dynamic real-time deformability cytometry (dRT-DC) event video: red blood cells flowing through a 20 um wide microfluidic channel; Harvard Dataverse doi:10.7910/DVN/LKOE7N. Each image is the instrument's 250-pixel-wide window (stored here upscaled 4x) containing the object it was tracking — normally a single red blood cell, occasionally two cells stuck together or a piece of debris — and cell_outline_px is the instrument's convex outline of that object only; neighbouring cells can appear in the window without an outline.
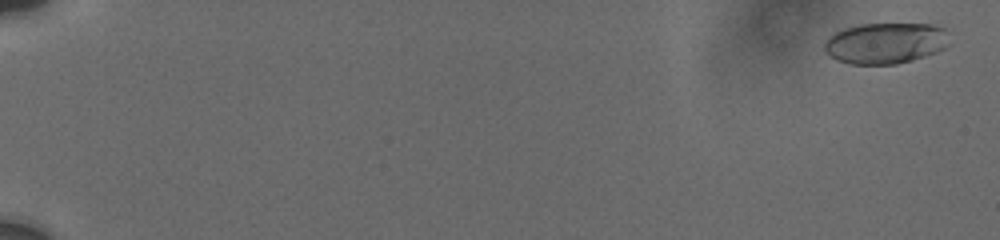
{"species": "human", "species_latin": "Homo sapiens", "temperature_condition": "cold", "stored_images_in_passage": 24, "camera_frame_rate_fps": 3000, "um_per_image_px": 0.085, "donor": {"sex": "male"}, "frame": {"image": 1, "passage_image": 2, "time_ms": 0.333, "image_size_px": [1000, 240], "cell_outline_px": [[948, 44], [944, 48], [936, 52], [912, 60], [896, 64], [848, 64], [832, 56], [824, 48], [824, 40], [828, 36], [844, 28], [860, 24], [932, 24], [944, 28]], "centroid_in_image_um": [75.25, 3.66], "position_along_channel_um": 9.8, "area_um2": 29.65}}
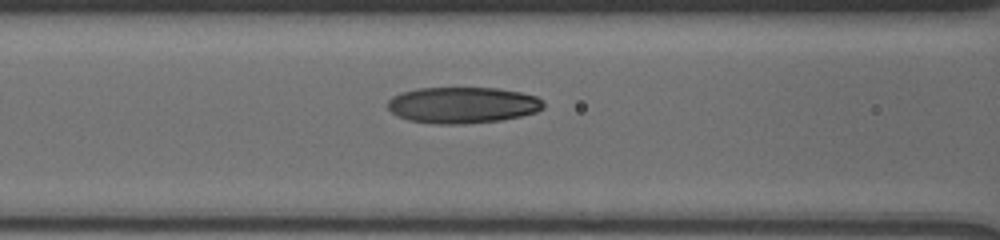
{"frame": {"image": 2, "passage_image": 21, "time_ms": 9.0, "image_size_px": [1000, 240], "cell_outline_px": [[544, 108], [536, 112], [520, 116], [500, 120], [460, 124], [436, 124], [408, 120], [396, 116], [388, 108], [388, 100], [392, 96], [400, 92], [420, 88], [496, 88], [520, 92], [536, 96], [544, 104]], "centroid_in_image_um": [39.28, 8.93], "position_along_channel_um": 127.3, "area_um2": 32.89}}
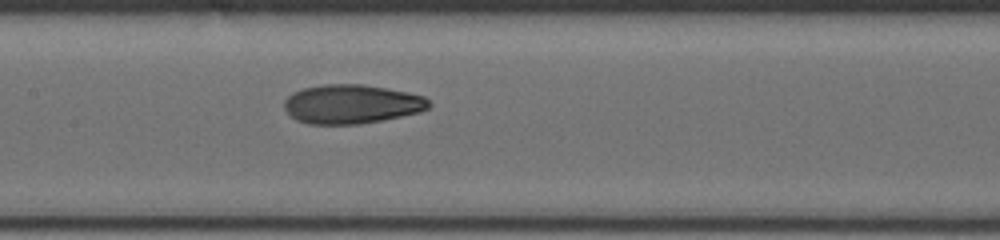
{"frame": {"image": 3, "passage_image": 24, "time_ms": 10.333, "image_size_px": [1000, 240], "cell_outline_px": [[432, 104], [428, 108], [420, 112], [384, 120], [360, 124], [308, 124], [296, 120], [284, 108], [284, 100], [292, 92], [304, 88], [324, 84], [360, 84], [408, 92], [424, 96]], "centroid_in_image_um": [29.89, 8.85], "position_along_channel_um": 177.5, "area_um2": 33.0}}